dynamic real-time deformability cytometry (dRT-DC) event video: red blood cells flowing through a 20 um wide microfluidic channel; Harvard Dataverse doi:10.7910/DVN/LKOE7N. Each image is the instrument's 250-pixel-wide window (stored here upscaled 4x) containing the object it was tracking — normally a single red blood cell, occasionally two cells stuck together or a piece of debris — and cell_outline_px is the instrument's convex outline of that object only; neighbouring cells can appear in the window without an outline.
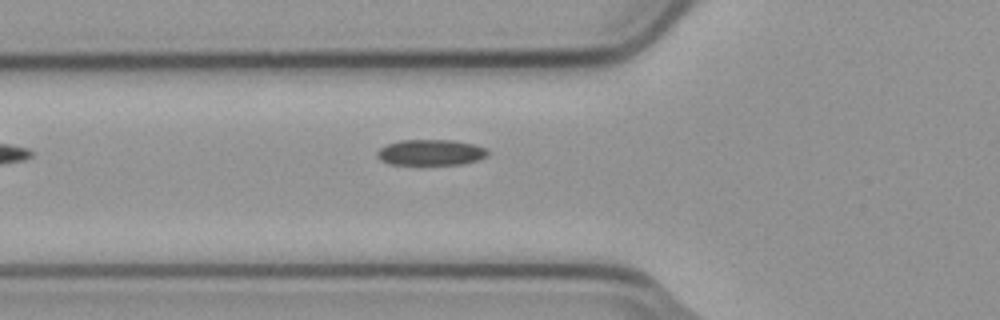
{"species": "common noctule bat (a hibernating species)", "species_latin": "Nyctalus noctula", "temperature_condition": "cold", "stored_images_in_passage": 6, "camera_frame_rate_fps": 3000, "um_per_image_px": 0.085, "animal": {"sex": "male", "body_mass_g": 23.1, "forearm_length_mm": 52.7}, "frame": {"image": 1, "passage_image": 6, "time_ms": 1.667, "image_size_px": [1000, 320], "cell_outline_px": [[488, 156], [464, 164], [388, 164], [380, 160], [376, 156], [376, 152], [380, 148], [388, 144], [400, 140], [452, 140], [476, 144], [488, 148]], "centroid_in_image_um": [36.63, 12.95], "position_along_channel_um": 89.2, "area_um2": 16.76}}